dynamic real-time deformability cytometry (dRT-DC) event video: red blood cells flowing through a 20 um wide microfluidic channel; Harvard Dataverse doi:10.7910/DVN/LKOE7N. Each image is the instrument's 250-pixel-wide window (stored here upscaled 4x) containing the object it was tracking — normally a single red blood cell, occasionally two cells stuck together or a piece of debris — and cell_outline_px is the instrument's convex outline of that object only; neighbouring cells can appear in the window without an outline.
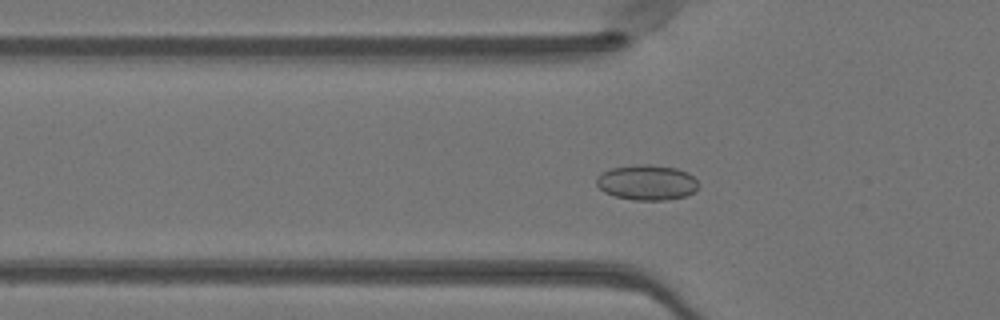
{"species": "Egyptian fruit bat (a non-hibernating species)", "species_latin": "Rousettus aegyptiacus", "temperature_condition": "warm", "stored_images_in_passage": 47, "camera_frame_rate_fps": 3000, "um_per_image_px": 0.085, "animal": {"sex": "female"}, "frame": {"image": 1, "passage_image": 14, "time_ms": 4.333, "image_size_px": [1000, 320], "cell_outline_px": [[700, 184], [696, 192], [684, 196], [664, 200], [636, 200], [616, 196], [604, 192], [596, 184], [596, 176], [600, 172], [612, 168], [640, 164], [648, 164], [676, 168], [688, 172]], "centroid_in_image_um": [54.99, 15.5], "position_along_channel_um": 70.8, "area_um2": 21.04}}
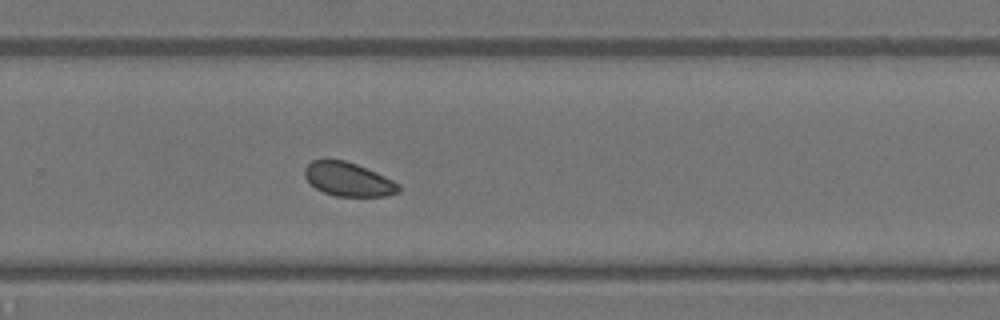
{"frame": {"image": 2, "passage_image": 31, "time_ms": 10.0, "image_size_px": [1000, 320], "cell_outline_px": [[400, 192], [388, 196], [336, 196], [324, 192], [316, 188], [304, 176], [304, 168], [312, 160], [324, 156], [344, 160], [356, 164], [376, 172], [400, 184]], "centroid_in_image_um": [29.58, 15.2], "position_along_channel_um": 300.2, "area_um2": 18.84}}
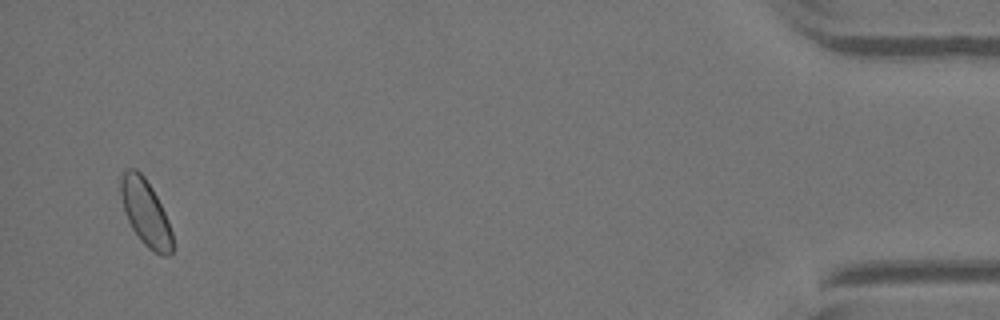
{"frame": {"image": 3, "passage_image": 46, "time_ms": 15.0, "image_size_px": [1000, 320], "cell_outline_px": [[172, 252], [168, 256], [160, 256], [148, 248], [140, 240], [132, 228], [124, 212], [120, 196], [120, 176], [128, 168], [136, 168], [144, 176], [152, 188], [168, 220], [172, 232]], "centroid_in_image_um": [12.35, 18.07], "position_along_channel_um": 422.8, "area_um2": 20.0}}